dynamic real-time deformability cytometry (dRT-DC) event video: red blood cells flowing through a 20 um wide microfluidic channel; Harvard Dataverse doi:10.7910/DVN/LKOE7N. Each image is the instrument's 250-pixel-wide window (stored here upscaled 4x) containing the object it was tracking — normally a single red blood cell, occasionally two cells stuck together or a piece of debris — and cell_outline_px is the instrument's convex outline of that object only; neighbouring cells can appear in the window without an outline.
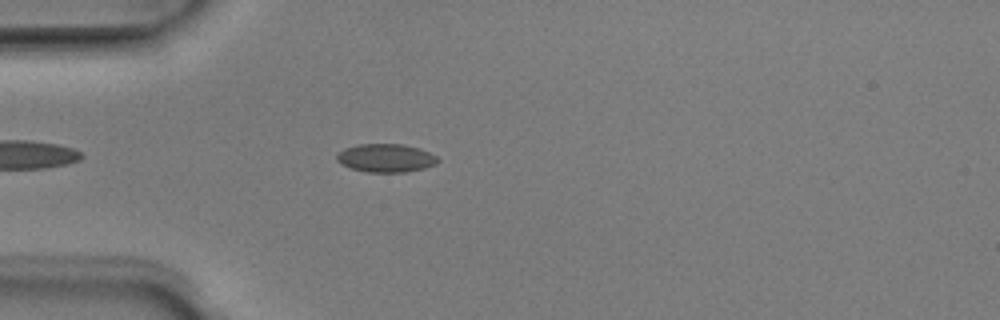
{"species": "Egyptian fruit bat (a non-hibernating species)", "species_latin": "Rousettus aegyptiacus", "temperature_condition": "room temperature", "stored_images_in_passage": 42, "camera_frame_rate_fps": 3000, "um_per_image_px": 0.085, "animal": {"sex": "male"}, "frame": {"image": 1, "passage_image": 6, "time_ms": 1.667, "image_size_px": [1000, 320], "cell_outline_px": [[440, 160], [436, 164], [424, 168], [404, 172], [368, 172], [352, 168], [340, 164], [336, 160], [336, 156], [344, 148], [360, 144], [404, 144], [420, 148], [436, 156]], "centroid_in_image_um": [32.8, 13.42], "position_along_channel_um": 52.2, "area_um2": 16.65}}
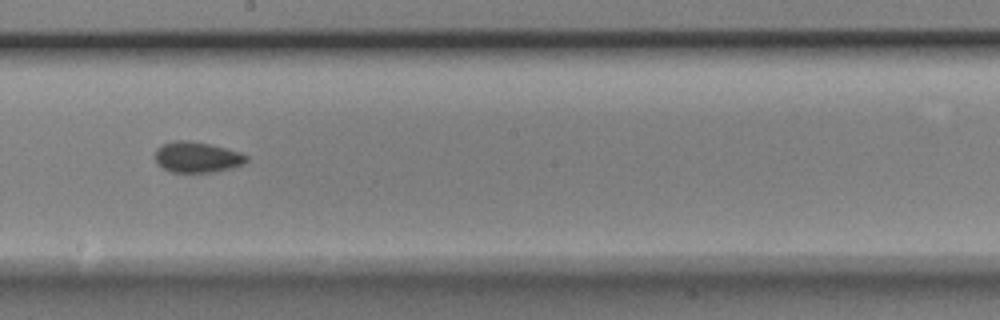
{"frame": {"image": 2, "passage_image": 20, "time_ms": 6.333, "image_size_px": [1000, 320], "cell_outline_px": [[248, 160], [244, 164], [232, 168], [212, 172], [172, 172], [156, 164], [156, 148], [160, 144], [176, 140], [188, 140], [208, 144], [240, 152], [248, 156]], "centroid_in_image_um": [16.74, 13.36], "position_along_channel_um": 231.5, "area_um2": 16.36}}
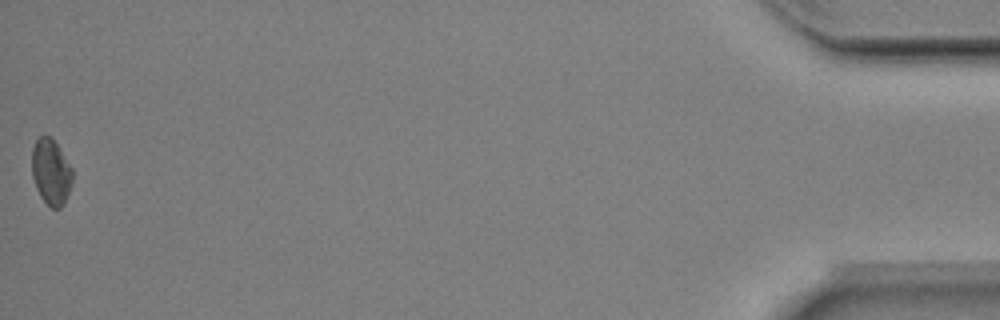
{"frame": {"image": 3, "passage_image": 42, "time_ms": 13.667, "image_size_px": [1000, 320], "cell_outline_px": [[72, 184], [64, 204], [60, 208], [52, 208], [40, 196], [36, 188], [32, 176], [32, 148], [36, 140], [44, 132], [52, 136], [72, 168]], "centroid_in_image_um": [4.33, 14.57], "position_along_channel_um": 430.9, "area_um2": 15.78}, "authors_computed_cell_mechanics": {"area_um2": 16.1551, "velocity_mm_per_s": 4.0396, "shape_relaxation_time_tau1_ms": 2.3027, "shape_relaxation_time_tau2_ms": 2.756, "deformation_change_tau1": 0.0576, "deformation_change_tau2": 0.0596}}